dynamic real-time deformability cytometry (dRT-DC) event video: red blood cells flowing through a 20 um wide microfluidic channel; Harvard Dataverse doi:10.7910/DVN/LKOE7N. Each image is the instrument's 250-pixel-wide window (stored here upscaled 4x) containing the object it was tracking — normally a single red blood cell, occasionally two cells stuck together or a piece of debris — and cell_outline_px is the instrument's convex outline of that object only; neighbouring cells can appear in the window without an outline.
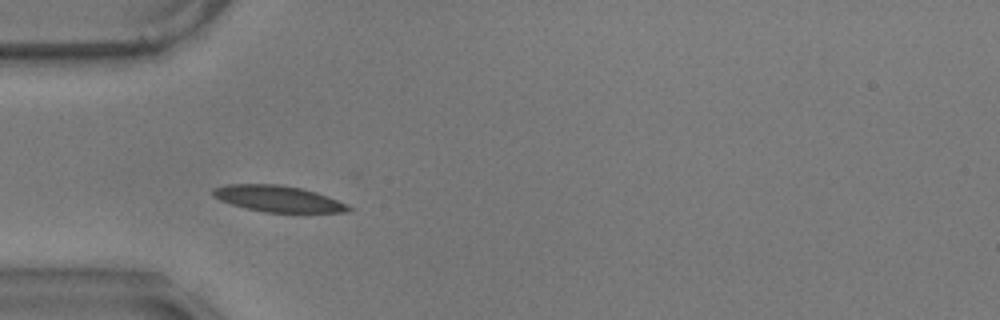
{"species": "common noctule bat (a hibernating species)", "species_latin": "Nyctalus noctula", "temperature_condition": "warm", "stored_images_in_passage": 41, "camera_frame_rate_fps": 3000, "um_per_image_px": 0.085, "animal": {"sex": "male", "body_mass_g": 17.9}, "frame": {"image": 1, "passage_image": 1, "time_ms": 0.0, "image_size_px": [1000, 320], "cell_outline_px": [[352, 208], [348, 212], [264, 212], [244, 208], [220, 200], [212, 196], [212, 188], [228, 184], [280, 184], [300, 188], [316, 192], [328, 196], [348, 204]], "centroid_in_image_um": [23.62, 16.89], "position_along_channel_um": 61.4, "area_um2": 20.75}}
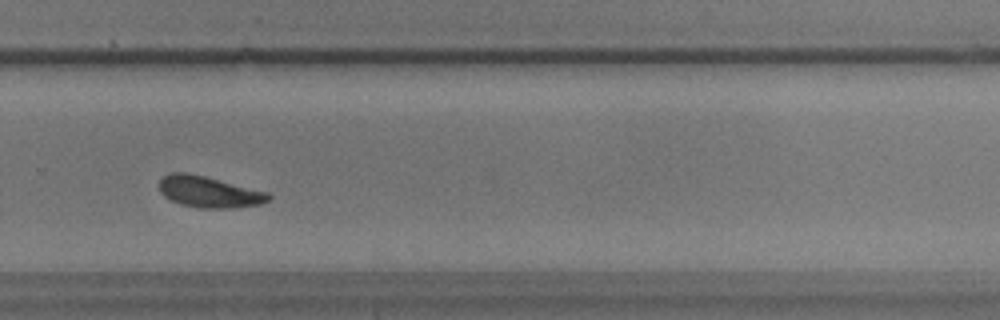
{"frame": {"image": 2, "passage_image": 23, "time_ms": 7.333, "image_size_px": [1000, 320], "cell_outline_px": [[272, 196], [268, 200], [260, 204], [236, 208], [200, 208], [180, 204], [164, 196], [160, 192], [160, 180], [164, 176], [172, 172], [188, 172], [268, 192]], "centroid_in_image_um": [17.77, 16.31], "position_along_channel_um": 312.0, "area_um2": 19.83}}
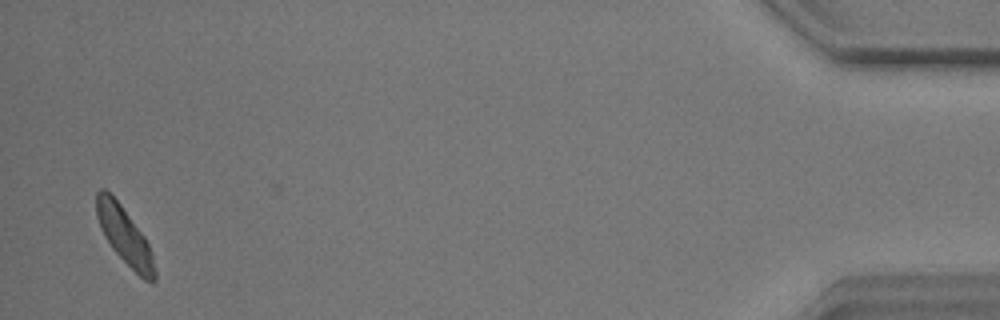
{"frame": {"image": 3, "passage_image": 40, "time_ms": 13.0, "image_size_px": [1000, 320], "cell_outline_px": [[156, 280], [152, 284], [144, 280], [112, 248], [104, 236], [100, 228], [96, 216], [96, 192], [100, 188], [104, 188], [120, 204], [144, 236], [148, 244], [152, 256], [156, 272]], "centroid_in_image_um": [10.58, 20.04], "position_along_channel_um": 424.6, "area_um2": 19.07}, "authors_computed_cell_mechanics": {"area_um2": 19.8254, "velocity_mm_per_s": 3.4555, "shape_relaxation_time_tau1_ms": 3.3036, "shape_relaxation_time_tau2_ms": 3.4397, "deformation_change_tau1": 0.1342, "deformation_change_tau2": 0.1056}}